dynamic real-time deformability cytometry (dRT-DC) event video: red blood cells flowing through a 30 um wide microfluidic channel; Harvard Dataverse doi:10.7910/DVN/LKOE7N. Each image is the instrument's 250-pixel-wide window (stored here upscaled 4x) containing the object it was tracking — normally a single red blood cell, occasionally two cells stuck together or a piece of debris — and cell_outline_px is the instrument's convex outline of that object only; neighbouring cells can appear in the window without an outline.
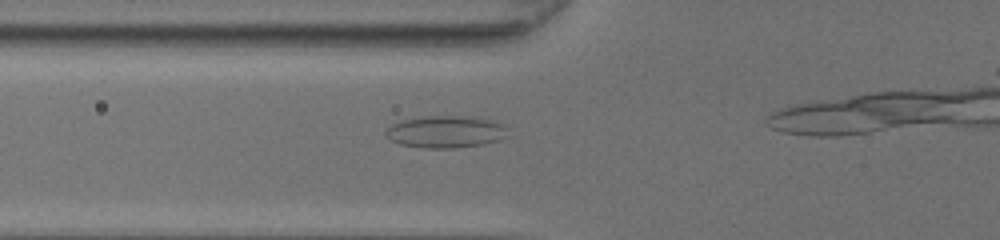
{"species": "common noctule bat (a hibernating species)", "species_latin": "Nyctalus noctula", "temperature_condition": "room temperature", "stored_images_in_passage": 14, "camera_frame_rate_fps": 3000, "um_per_image_px": 0.085, "animal": {"sex": "female", "body_mass_g": 20.0, "forearm_length_mm": 54.0}, "frame": {"image": 1, "passage_image": 10, "time_ms": 3.0, "image_size_px": [1000, 240], "cell_outline_px": [[508, 136], [496, 140], [480, 144], [452, 148], [424, 148], [400, 144], [392, 140], [384, 132], [392, 124], [404, 120], [424, 116], [476, 116], [500, 124], [504, 128]], "centroid_in_image_um": [37.84, 11.19], "position_along_channel_um": 88.0, "area_um2": 22.37}}